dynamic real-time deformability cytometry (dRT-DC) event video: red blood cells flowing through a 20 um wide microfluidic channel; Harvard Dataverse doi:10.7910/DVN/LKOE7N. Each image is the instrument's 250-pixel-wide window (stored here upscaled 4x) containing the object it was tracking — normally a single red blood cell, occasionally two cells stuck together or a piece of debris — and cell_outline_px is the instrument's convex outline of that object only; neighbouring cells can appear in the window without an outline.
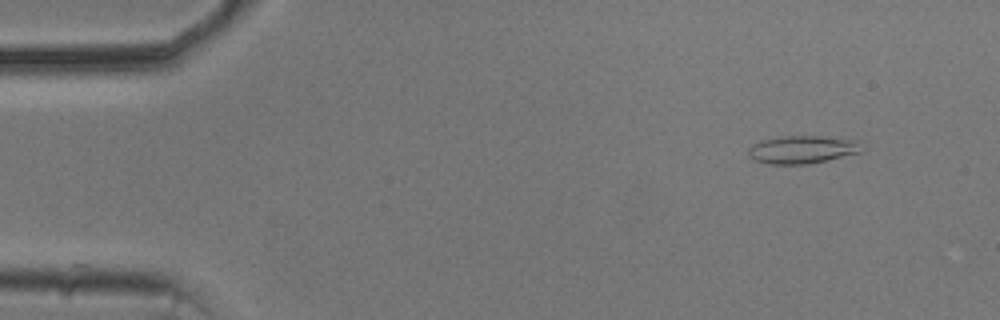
{"species": "common noctule bat (a hibernating species)", "species_latin": "Nyctalus noctula", "temperature_condition": "cold", "stored_images_in_passage": 51, "camera_frame_rate_fps": 3000, "um_per_image_px": 0.085, "animal": {"sex": "male", "body_mass_g": 20.5, "forearm_length_mm": 52.5}, "frame": {"image": 1, "passage_image": 2, "time_ms": 0.333, "image_size_px": [1000, 320], "cell_outline_px": [[868, 148], [864, 152], [808, 164], [768, 164], [756, 160], [748, 156], [748, 148], [752, 144], [760, 140], [784, 136], [820, 136], [860, 140]], "centroid_in_image_um": [68.29, 12.7], "position_along_channel_um": 16.7, "area_um2": 18.9}}
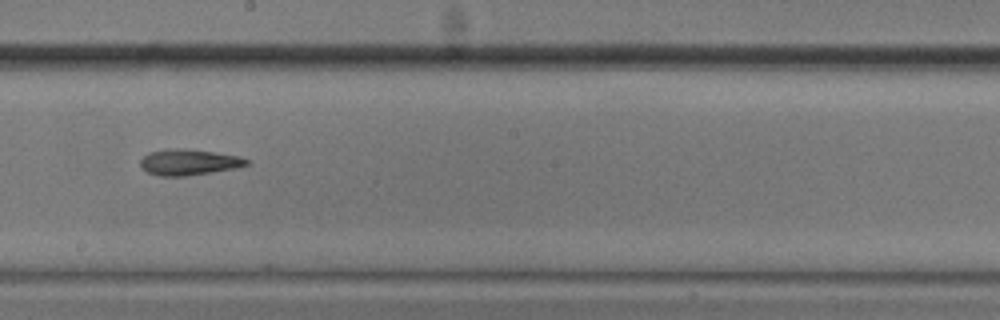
{"frame": {"image": 2, "passage_image": 27, "time_ms": 8.667, "image_size_px": [1000, 320], "cell_outline_px": [[252, 164], [236, 168], [188, 176], [160, 176], [148, 172], [140, 168], [140, 160], [148, 152], [176, 148], [184, 148], [216, 152], [236, 156], [248, 160]], "centroid_in_image_um": [16.04, 13.79], "position_along_channel_um": 232.2, "area_um2": 16.13}}
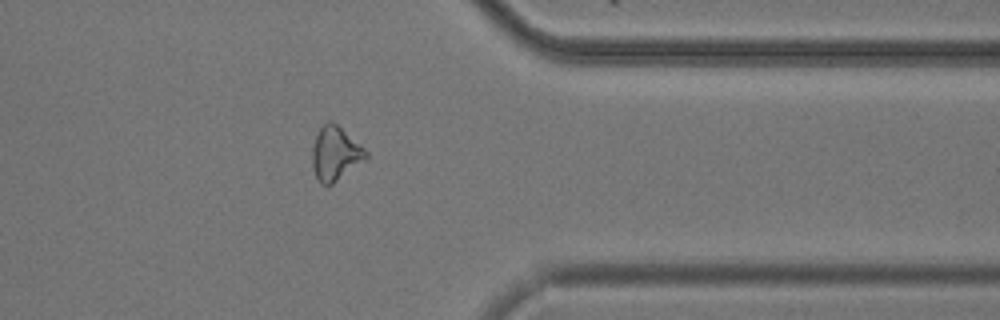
{"frame": {"image": 3, "passage_image": 40, "time_ms": 13.0, "image_size_px": [1000, 320], "cell_outline_px": [[368, 156], [332, 184], [320, 184], [316, 180], [312, 168], [312, 148], [316, 136], [320, 128], [328, 120], [332, 120], [360, 144], [368, 152]], "centroid_in_image_um": [28.46, 13.04], "position_along_channel_um": 382.9, "area_um2": 16.65}, "authors_computed_cell_mechanics": {"area_um2": 16.7042, "velocity_mm_per_s": 3.7217, "shape_relaxation_time_tau1_ms": 3.7178, "shape_relaxation_time_tau2_ms": 4.8724, "deformation_change_tau1": 0.1481, "deformation_change_tau2": 0.1646}}